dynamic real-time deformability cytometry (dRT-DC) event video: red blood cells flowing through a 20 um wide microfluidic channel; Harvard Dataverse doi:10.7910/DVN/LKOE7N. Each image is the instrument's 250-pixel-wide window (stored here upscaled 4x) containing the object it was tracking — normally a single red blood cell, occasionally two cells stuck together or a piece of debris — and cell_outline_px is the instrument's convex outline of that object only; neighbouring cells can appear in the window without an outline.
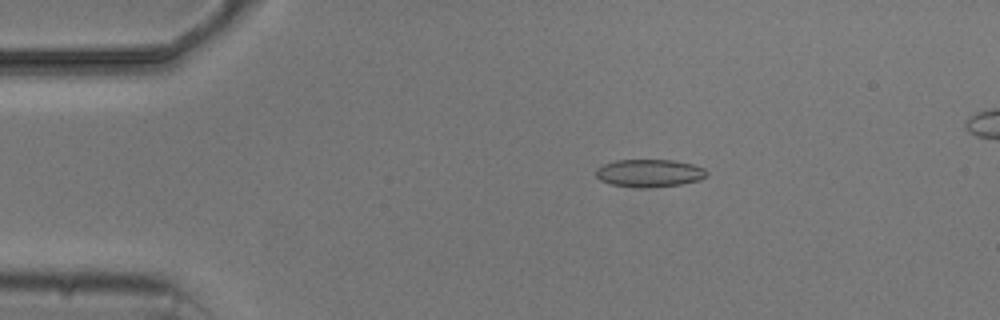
{"species": "common noctule bat (a hibernating species)", "species_latin": "Nyctalus noctula", "temperature_condition": "cold", "stored_images_in_passage": 7, "camera_frame_rate_fps": 3000, "um_per_image_px": 0.085, "animal": {"sex": "male", "body_mass_g": 20.5, "forearm_length_mm": 52.5}, "frame": {"image": 1, "passage_image": 3, "time_ms": 3.0, "image_size_px": [1000, 320], "cell_outline_px": [[708, 172], [700, 180], [680, 184], [648, 188], [640, 188], [612, 184], [600, 180], [596, 176], [596, 168], [604, 164], [616, 160], [672, 160], [692, 164], [704, 168]], "centroid_in_image_um": [55.18, 14.71], "position_along_channel_um": 29.8, "area_um2": 17.8}}
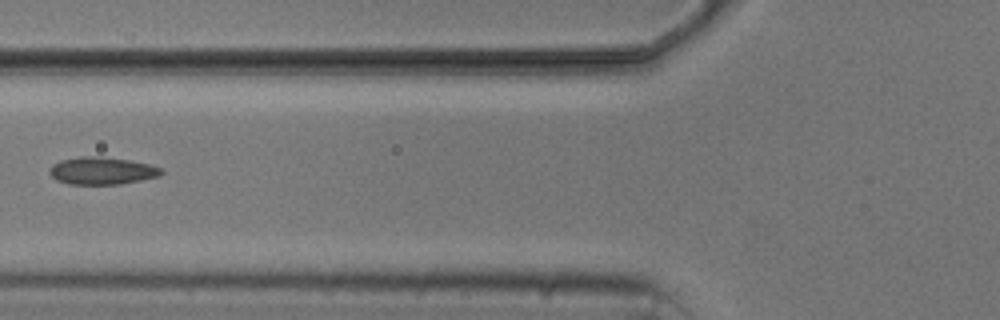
{"frame": {"image": 2, "passage_image": 6, "time_ms": 6.667, "image_size_px": [1000, 320], "cell_outline_px": [[164, 172], [160, 176], [120, 184], [68, 184], [56, 180], [48, 172], [48, 168], [52, 164], [60, 160], [80, 156], [100, 156], [128, 160], [148, 164], [160, 168]], "centroid_in_image_um": [8.61, 14.51], "position_along_channel_um": 117.2, "area_um2": 17.92}}
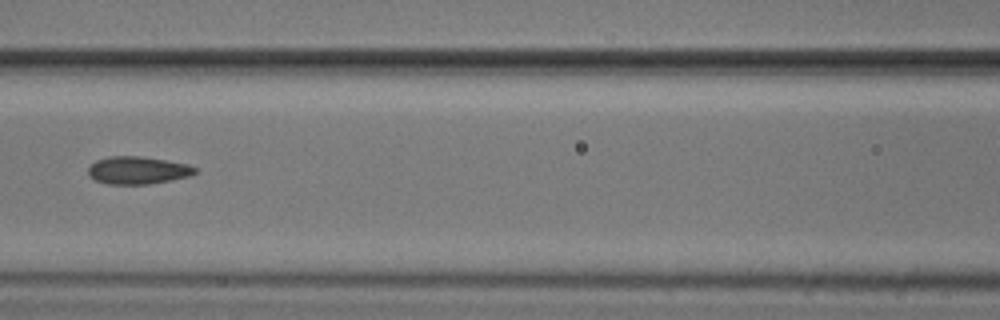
{"frame": {"image": 3, "passage_image": 7, "time_ms": 7.667, "image_size_px": [1000, 320], "cell_outline_px": [[196, 172], [192, 176], [148, 184], [108, 184], [96, 180], [88, 176], [88, 168], [96, 160], [108, 156], [140, 156], [188, 164], [196, 168]], "centroid_in_image_um": [11.7, 14.47], "position_along_channel_um": 154.9, "area_um2": 17.17}}